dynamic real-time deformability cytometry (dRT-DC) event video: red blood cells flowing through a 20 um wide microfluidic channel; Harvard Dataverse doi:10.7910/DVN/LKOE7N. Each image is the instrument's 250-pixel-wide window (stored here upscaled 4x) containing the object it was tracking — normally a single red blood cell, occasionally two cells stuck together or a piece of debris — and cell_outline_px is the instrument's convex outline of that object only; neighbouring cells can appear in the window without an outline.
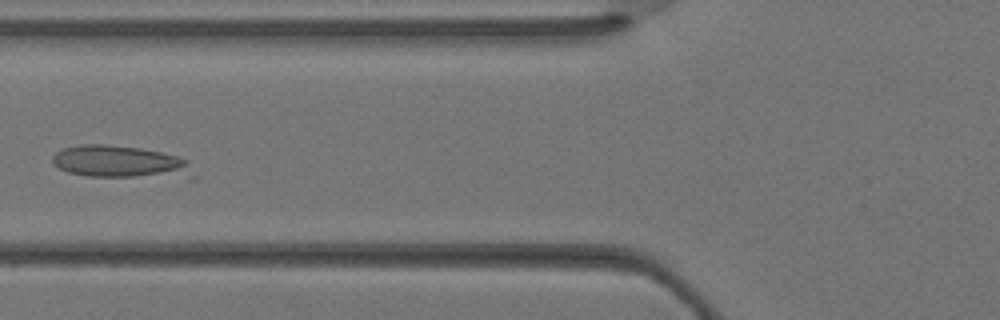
{"species": "Egyptian fruit bat (a non-hibernating species)", "species_latin": "Rousettus aegyptiacus", "temperature_condition": "warm", "stored_images_in_passage": 36, "camera_frame_rate_fps": 3000, "um_per_image_px": 0.085, "animal": {"sex": "female"}, "frame": {"image": 1, "passage_image": 14, "time_ms": 4.333, "image_size_px": [1000, 320], "cell_outline_px": [[188, 168], [132, 176], [88, 176], [68, 172], [52, 164], [52, 156], [56, 152], [64, 148], [80, 144], [104, 144], [140, 148], [160, 152], [176, 156], [188, 160]], "centroid_in_image_um": [9.77, 13.66], "position_along_channel_um": 116.0, "area_um2": 23.99}}
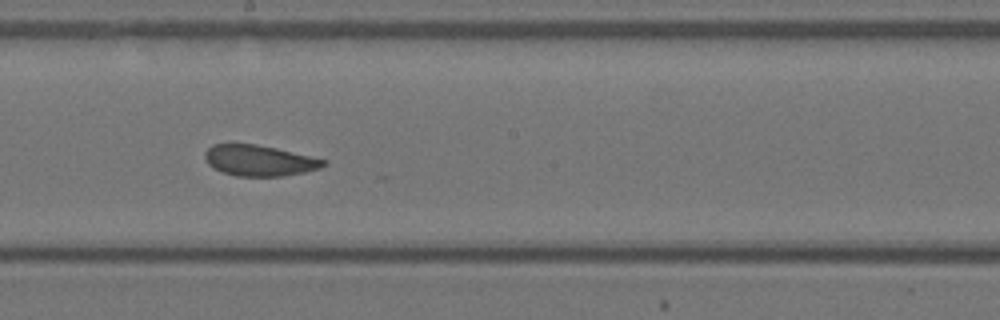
{"frame": {"image": 2, "passage_image": 20, "time_ms": 6.333, "image_size_px": [1000, 320], "cell_outline_px": [[328, 164], [320, 168], [304, 172], [284, 176], [236, 176], [224, 172], [208, 164], [204, 156], [204, 152], [212, 144], [256, 144], [276, 148], [328, 160]], "centroid_in_image_um": [22.07, 13.64], "position_along_channel_um": 226.1, "area_um2": 21.27}}
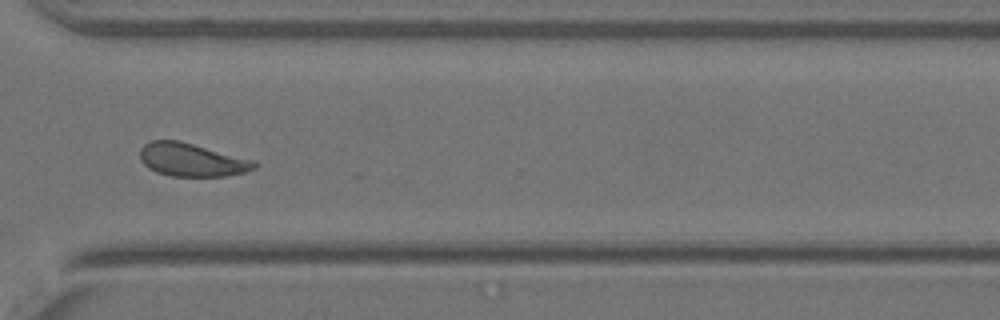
{"frame": {"image": 3, "passage_image": 27, "time_ms": 8.667, "image_size_px": [1000, 320], "cell_outline_px": [[260, 164], [256, 168], [244, 172], [224, 176], [172, 176], [156, 172], [148, 168], [140, 160], [140, 148], [144, 144], [152, 140], [180, 140], [256, 160]], "centroid_in_image_um": [16.32, 13.57], "position_along_channel_um": 354.3, "area_um2": 22.43}}